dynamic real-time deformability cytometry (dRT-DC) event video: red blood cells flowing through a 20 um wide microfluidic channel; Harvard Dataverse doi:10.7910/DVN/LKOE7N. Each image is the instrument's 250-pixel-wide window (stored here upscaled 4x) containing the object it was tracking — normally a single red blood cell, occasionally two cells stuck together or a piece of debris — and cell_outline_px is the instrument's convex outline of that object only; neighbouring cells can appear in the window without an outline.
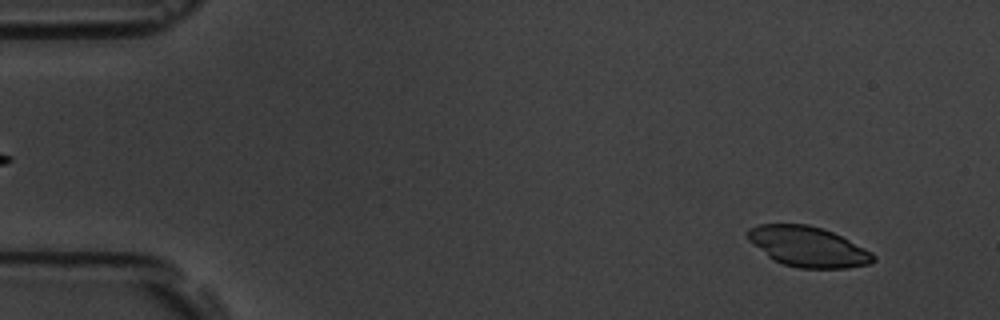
{"species": "common noctule bat (a hibernating species)", "species_latin": "Nyctalus noctula", "temperature_condition": "room temperature", "stored_images_in_passage": 5, "camera_frame_rate_fps": 3000, "um_per_image_px": 0.085, "animal": {"sex": "male", "body_mass_g": 19.5, "forearm_length_mm": 54.6}, "frame": {"image": 1, "passage_image": 1, "time_ms": 0.0, "image_size_px": [1000, 320], "cell_outline_px": [[876, 260], [868, 264], [848, 268], [800, 268], [784, 264], [768, 256], [748, 240], [748, 228], [760, 224], [808, 224], [832, 232], [872, 252], [876, 256]], "centroid_in_image_um": [68.68, 20.97], "position_along_channel_um": 16.3, "area_um2": 29.07}}